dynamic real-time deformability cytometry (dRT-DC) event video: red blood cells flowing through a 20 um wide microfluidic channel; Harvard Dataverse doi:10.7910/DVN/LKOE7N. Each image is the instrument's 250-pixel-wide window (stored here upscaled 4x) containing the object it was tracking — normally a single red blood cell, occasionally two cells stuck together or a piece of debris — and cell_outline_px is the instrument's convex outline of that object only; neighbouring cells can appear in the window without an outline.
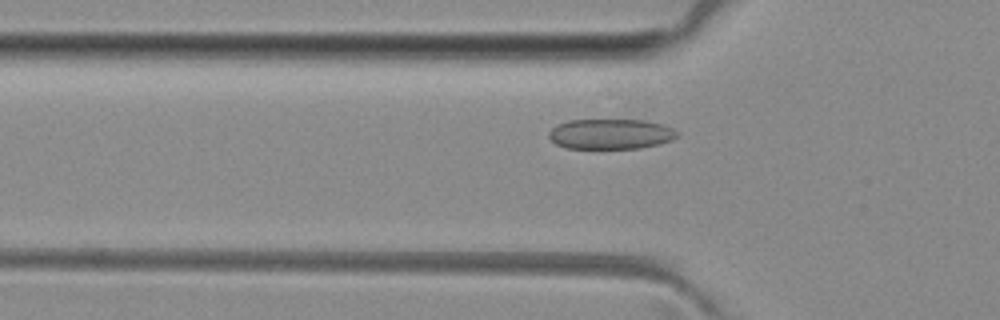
{"species": "common noctule bat (a hibernating species)", "species_latin": "Nyctalus noctula", "temperature_condition": "room temperature", "stored_images_in_passage": 28, "camera_frame_rate_fps": 3000, "um_per_image_px": 0.085, "animal": {"sex": "female", "body_mass_g": 29.2, "forearm_length_mm": 56.3}, "frame": {"image": 1, "passage_image": 4, "time_ms": 1.0, "image_size_px": [1000, 320], "cell_outline_px": [[680, 136], [672, 140], [660, 144], [640, 148], [564, 148], [556, 144], [548, 136], [548, 132], [556, 124], [568, 120], [644, 120], [664, 124], [680, 132]], "centroid_in_image_um": [51.94, 11.39], "position_along_channel_um": 73.9, "area_um2": 22.89}}
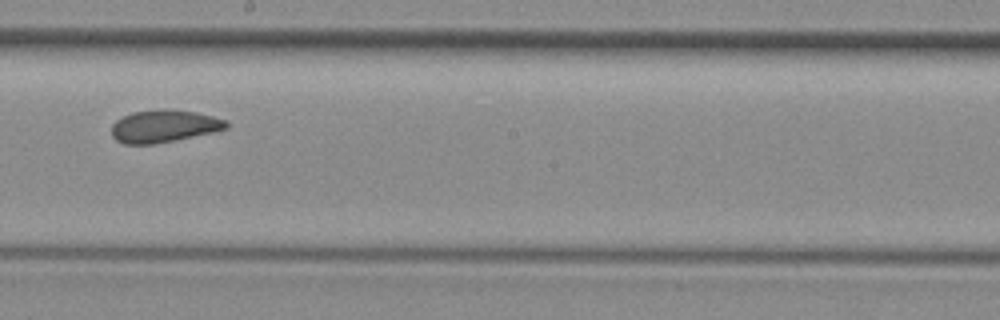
{"frame": {"image": 2, "passage_image": 16, "time_ms": 5.0, "image_size_px": [1000, 320], "cell_outline_px": [[228, 128], [212, 132], [152, 144], [124, 144], [116, 140], [112, 136], [112, 124], [116, 120], [132, 112], [164, 108], [172, 108], [196, 112], [228, 120]], "centroid_in_image_um": [13.93, 10.7], "position_along_channel_um": 234.3, "area_um2": 21.68}}
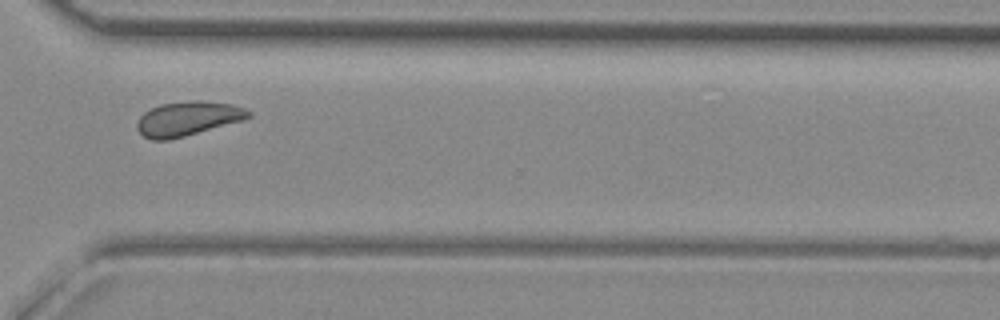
{"frame": {"image": 3, "passage_image": 25, "time_ms": 8.0, "image_size_px": [1000, 320], "cell_outline_px": [[252, 116], [244, 120], [184, 136], [168, 140], [152, 140], [144, 136], [136, 128], [136, 124], [140, 116], [144, 112], [160, 104], [192, 100], [196, 100], [232, 104], [244, 108], [252, 112]], "centroid_in_image_um": [15.97, 10.08], "position_along_channel_um": 354.6, "area_um2": 22.25}, "authors_computed_cell_mechanics": {"area_um2": 21.8195, "velocity_mm_per_s": 4.0102, "shape_relaxation_time_tau1_ms": 3.0324, "shape_relaxation_time_tau2_ms": 1.2393, "deformation_change_tau1": 0.0684, "deformation_change_tau2": 0.0679}}